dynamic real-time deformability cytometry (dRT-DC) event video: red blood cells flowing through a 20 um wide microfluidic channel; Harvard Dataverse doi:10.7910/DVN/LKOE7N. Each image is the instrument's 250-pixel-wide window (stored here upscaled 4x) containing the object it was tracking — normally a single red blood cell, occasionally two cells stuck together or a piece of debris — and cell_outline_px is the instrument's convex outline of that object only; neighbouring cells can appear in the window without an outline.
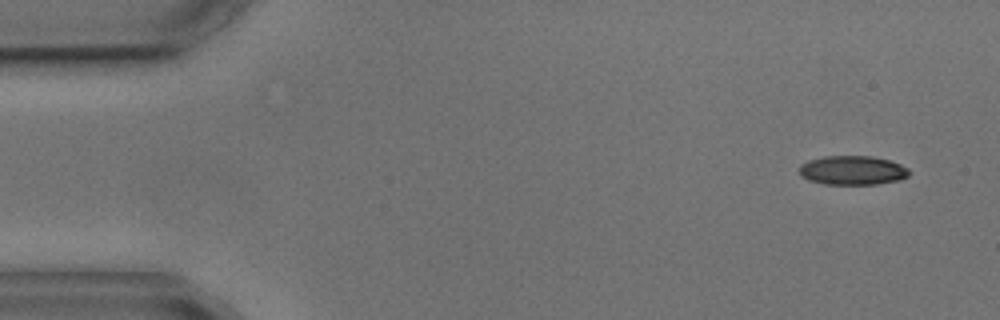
{"species": "common noctule bat (a hibernating species)", "species_latin": "Nyctalus noctula", "temperature_condition": "cold", "stored_images_in_passage": 4, "camera_frame_rate_fps": 3000, "um_per_image_px": 0.085, "animal": {"sex": "male", "body_mass_g": 17.9, "forearm_length_mm": 54.2}, "frame": {"image": 1, "passage_image": 1, "time_ms": 0.0, "image_size_px": [1000, 320], "cell_outline_px": [[908, 176], [900, 180], [876, 184], [824, 184], [808, 180], [800, 176], [800, 164], [808, 160], [824, 156], [872, 156], [888, 160], [900, 164], [908, 168]], "centroid_in_image_um": [72.44, 14.48], "position_along_channel_um": 12.6, "area_um2": 18.67}}